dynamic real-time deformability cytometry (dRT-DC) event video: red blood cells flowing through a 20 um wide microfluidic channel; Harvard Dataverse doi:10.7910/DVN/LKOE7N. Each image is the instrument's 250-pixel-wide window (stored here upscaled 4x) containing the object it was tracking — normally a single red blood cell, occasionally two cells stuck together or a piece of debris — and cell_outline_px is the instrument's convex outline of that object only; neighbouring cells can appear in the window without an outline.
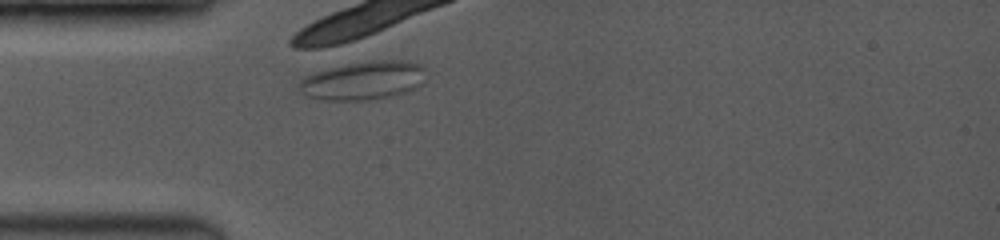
{"species": "common noctule bat (a hibernating species)", "species_latin": "Nyctalus noctula", "temperature_condition": "room temperature", "stored_images_in_passage": 2, "camera_frame_rate_fps": 3500, "um_per_image_px": 0.085, "animal": {"sex": "female", "body_mass_g": 19.0, "forearm_length_mm": 53.3}, "frame": {"image": 1, "passage_image": 2, "time_ms": 0.286, "image_size_px": [1000, 240], "cell_outline_px": [[424, 84], [408, 92], [392, 96], [368, 100], [324, 100], [304, 96], [300, 92], [300, 80], [316, 72], [332, 68], [352, 64], [380, 60], [420, 64], [424, 80]], "centroid_in_image_um": [30.87, 6.9], "position_along_channel_um": 54.1, "area_um2": 27.74}}